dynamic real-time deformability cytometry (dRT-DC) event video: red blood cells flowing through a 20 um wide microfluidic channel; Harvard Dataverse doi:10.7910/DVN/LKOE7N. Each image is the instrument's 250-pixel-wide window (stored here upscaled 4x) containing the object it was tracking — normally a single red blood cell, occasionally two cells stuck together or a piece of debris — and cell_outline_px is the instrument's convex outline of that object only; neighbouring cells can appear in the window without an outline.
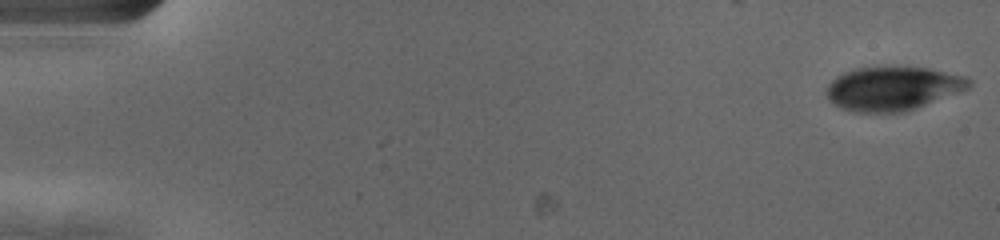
{"species": "human", "species_latin": "Homo sapiens", "temperature_condition": "cold", "stored_images_in_passage": 42, "camera_frame_rate_fps": 3000, "um_per_image_px": 0.085, "donor": {"sex": "female"}, "frame": {"image": 1, "passage_image": 1, "time_ms": 0.0, "image_size_px": [1000, 240], "cell_outline_px": [[972, 84], [968, 88], [908, 112], [856, 112], [840, 108], [824, 92], [828, 84], [836, 76], [844, 72], [856, 68], [884, 64], [928, 68], [968, 76], [972, 80]], "centroid_in_image_um": [75.9, 7.48], "position_along_channel_um": 9.1, "area_um2": 37.28}}
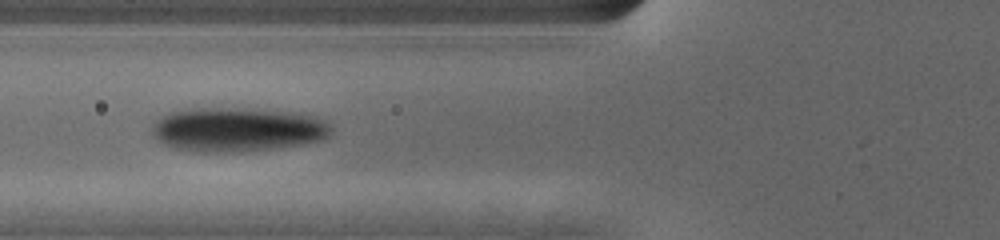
{"frame": {"image": 2, "passage_image": 22, "time_ms": 7.0, "image_size_px": [1000, 240], "cell_outline_px": [[332, 132], [324, 140], [300, 144], [272, 148], [208, 152], [204, 152], [176, 148], [164, 144], [152, 136], [152, 124], [156, 120], [172, 112], [272, 112], [308, 116], [324, 120], [332, 124]], "centroid_in_image_um": [20.2, 11.09], "position_along_channel_um": 105.6, "area_um2": 42.71}}
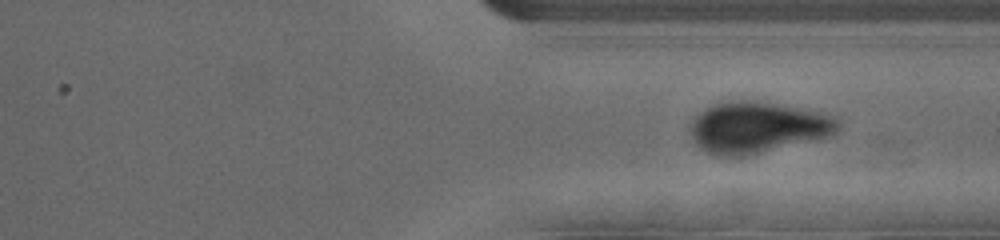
{"frame": {"image": 3, "passage_image": 42, "time_ms": 13.667, "image_size_px": [1000, 240], "cell_outline_px": [[836, 128], [828, 136], [740, 156], [736, 156], [708, 152], [688, 132], [696, 116], [708, 108], [716, 104], [768, 104], [816, 112], [828, 116], [836, 120]], "centroid_in_image_um": [64.33, 10.87], "position_along_channel_um": 347.1, "area_um2": 40.4}}